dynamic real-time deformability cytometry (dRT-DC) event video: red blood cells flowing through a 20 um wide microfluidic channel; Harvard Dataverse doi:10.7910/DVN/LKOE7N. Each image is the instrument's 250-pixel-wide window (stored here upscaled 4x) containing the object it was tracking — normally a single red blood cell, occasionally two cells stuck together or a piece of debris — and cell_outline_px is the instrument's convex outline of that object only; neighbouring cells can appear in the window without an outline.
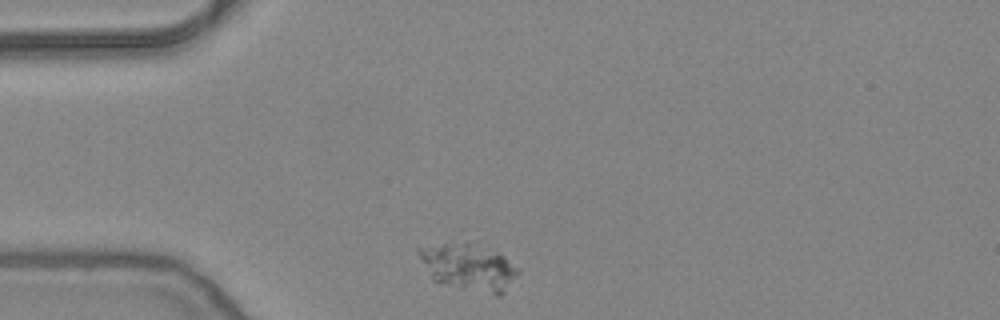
{"species": "common noctule bat (a hibernating species)", "species_latin": "Nyctalus noctula", "temperature_condition": "warm", "stored_images_in_passage": 43, "camera_frame_rate_fps": 3000, "um_per_image_px": 0.085, "animal": {"sex": "female", "body_mass_g": 24.6, "forearm_length_mm": 56.2}, "frame": {"image": 1, "passage_image": 1, "time_ms": 0.0, "image_size_px": [1000, 320], "cell_outline_px": [[516, 276], [504, 292], [500, 296], [496, 296], [460, 288], [432, 280], [416, 252], [416, 248], [444, 244], [468, 244], [500, 252], [516, 268]], "centroid_in_image_um": [39.81, 22.74], "position_along_channel_um": 45.2, "area_um2": 26.36}}
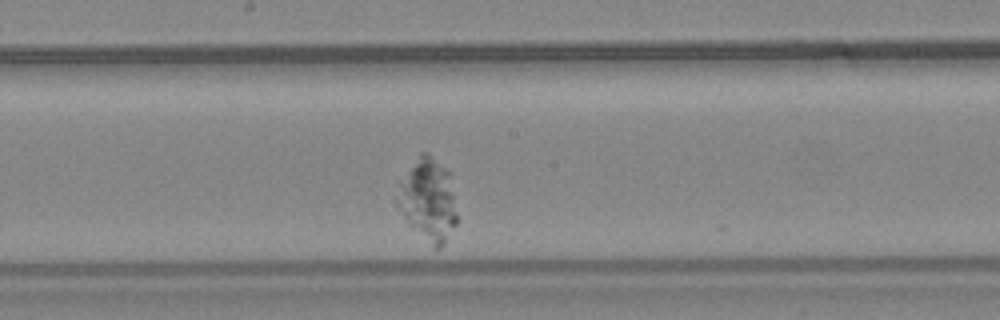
{"frame": {"image": 2, "passage_image": 17, "time_ms": 5.333, "image_size_px": [1000, 320], "cell_outline_px": [[456, 224], [444, 244], [440, 248], [432, 248], [408, 224], [396, 208], [392, 200], [400, 184], [420, 152], [424, 152], [444, 168], [448, 172], [452, 192], [456, 216]], "centroid_in_image_um": [36.32, 17.08], "position_along_channel_um": 211.9, "area_um2": 28.32}}
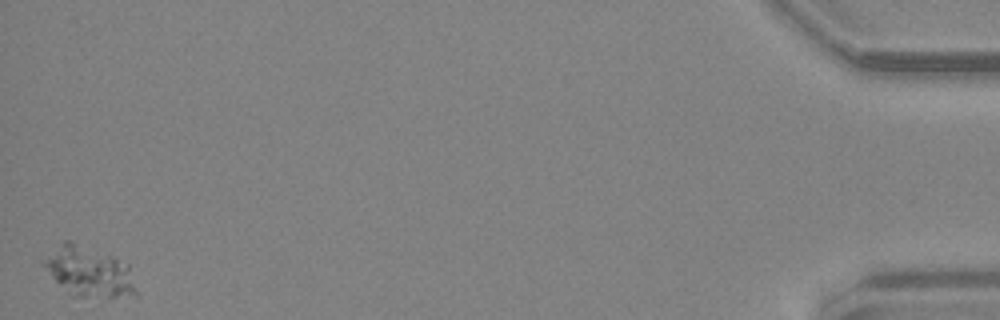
{"frame": {"image": 3, "passage_image": 43, "time_ms": 14.0, "image_size_px": [1000, 320], "cell_outline_px": [[136, 292], [108, 300], [80, 296], [60, 284], [52, 276], [44, 264], [60, 244], [64, 240], [72, 240], [112, 256], [128, 264], [136, 288]], "centroid_in_image_um": [7.66, 23.1], "position_along_channel_um": 427.5, "area_um2": 25.95}}